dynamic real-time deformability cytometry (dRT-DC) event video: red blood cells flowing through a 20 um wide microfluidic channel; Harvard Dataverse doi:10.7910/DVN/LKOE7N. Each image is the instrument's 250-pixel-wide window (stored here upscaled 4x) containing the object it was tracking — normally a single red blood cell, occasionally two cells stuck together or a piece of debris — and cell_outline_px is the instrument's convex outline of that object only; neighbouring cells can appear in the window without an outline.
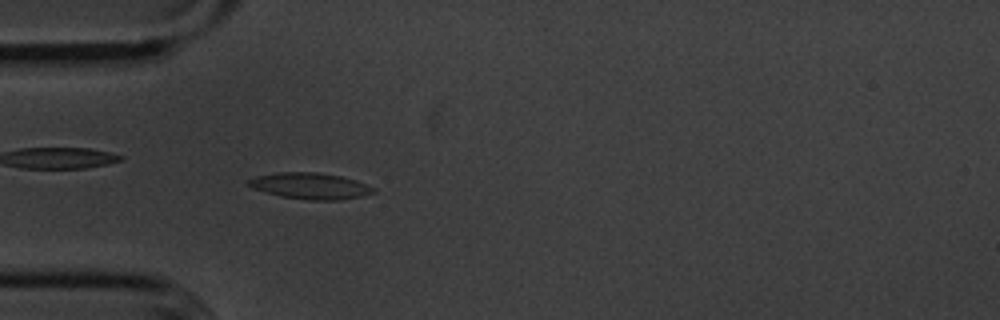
{"species": "common noctule bat (a hibernating species)", "species_latin": "Nyctalus noctula", "temperature_condition": "cold", "stored_images_in_passage": 52, "camera_frame_rate_fps": 3000, "um_per_image_px": 0.085, "animal": {"sex": "male", "body_mass_g": 20.1, "forearm_length_mm": 53.5}, "frame": {"image": 1, "passage_image": 13, "time_ms": 4.0, "image_size_px": [1000, 320], "cell_outline_px": [[376, 192], [360, 196], [336, 200], [308, 200], [280, 196], [252, 188], [244, 184], [244, 180], [256, 176], [276, 172], [316, 172], [340, 176], [356, 180], [376, 188]], "centroid_in_image_um": [26.31, 15.79], "position_along_channel_um": 58.7, "area_um2": 19.25}}
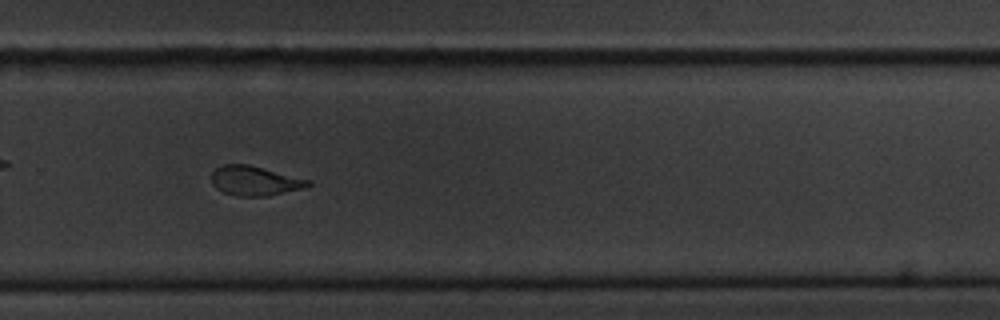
{"frame": {"image": 2, "passage_image": 34, "time_ms": 11.0, "image_size_px": [1000, 320], "cell_outline_px": [[312, 184], [304, 188], [268, 196], [236, 196], [224, 192], [216, 188], [212, 184], [212, 172], [216, 168], [224, 164], [248, 164], [312, 180]], "centroid_in_image_um": [21.68, 15.37], "position_along_channel_um": 308.1, "area_um2": 16.7}}
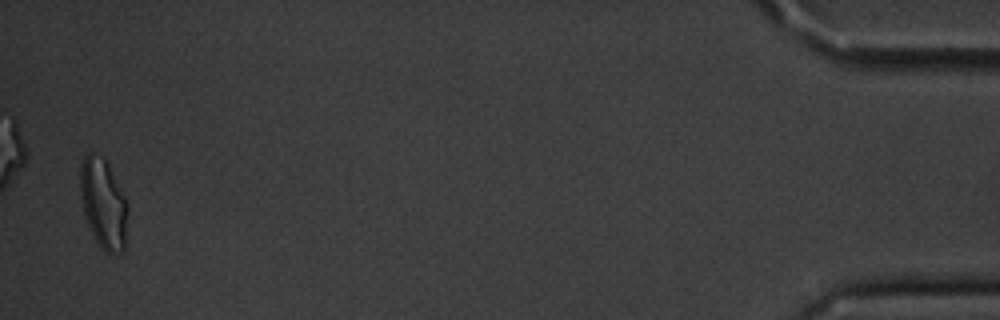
{"frame": {"image": 3, "passage_image": 51, "time_ms": 16.667, "image_size_px": [1000, 320], "cell_outline_px": [[128, 212], [124, 252], [116, 256], [104, 252], [100, 248], [84, 216], [80, 196], [80, 164], [84, 156], [88, 152], [92, 152], [104, 156], [128, 204]], "centroid_in_image_um": [8.79, 17.33], "position_along_channel_um": 426.4, "area_um2": 25.37}, "authors_computed_cell_mechanics": {"area_um2": 17.7446, "velocity_mm_per_s": 3.6102, "shape_relaxation_time_tau1_ms": 5.7552, "shape_relaxation_time_tau2_ms": 2.3518, "deformation_change_tau1": 0.153, "deformation_change_tau2": 0.0909}}